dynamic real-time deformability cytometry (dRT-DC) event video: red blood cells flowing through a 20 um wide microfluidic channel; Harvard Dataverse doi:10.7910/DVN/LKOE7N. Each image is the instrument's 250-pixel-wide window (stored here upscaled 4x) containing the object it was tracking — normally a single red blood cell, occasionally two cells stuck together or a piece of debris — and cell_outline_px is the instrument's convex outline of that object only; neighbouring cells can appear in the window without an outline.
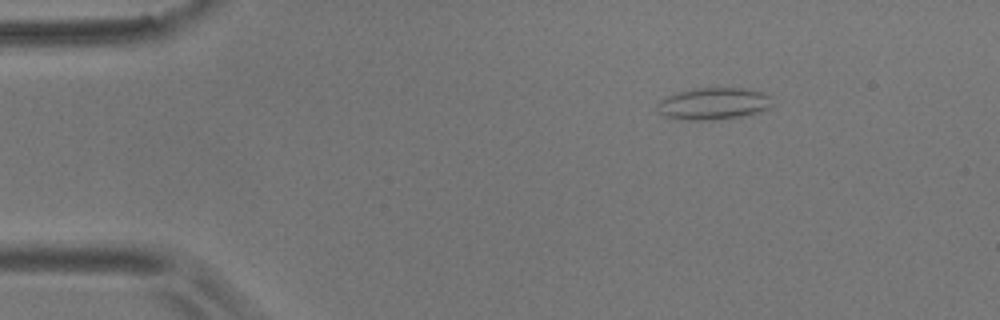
{"species": "common noctule bat (a hibernating species)", "species_latin": "Nyctalus noctula", "temperature_condition": "room temperature", "stored_images_in_passage": 5, "camera_frame_rate_fps": 3000, "um_per_image_px": 0.085, "animal": {"sex": "male", "body_mass_g": 17.9}, "frame": {"image": 1, "passage_image": 2, "time_ms": 2.0, "image_size_px": [1000, 320], "cell_outline_px": [[772, 104], [768, 108], [744, 116], [712, 120], [688, 120], [664, 116], [656, 108], [656, 104], [660, 100], [668, 96], [680, 92], [696, 88], [740, 88], [760, 92], [768, 96]], "centroid_in_image_um": [60.6, 8.82], "position_along_channel_um": 24.4, "area_um2": 21.04}}